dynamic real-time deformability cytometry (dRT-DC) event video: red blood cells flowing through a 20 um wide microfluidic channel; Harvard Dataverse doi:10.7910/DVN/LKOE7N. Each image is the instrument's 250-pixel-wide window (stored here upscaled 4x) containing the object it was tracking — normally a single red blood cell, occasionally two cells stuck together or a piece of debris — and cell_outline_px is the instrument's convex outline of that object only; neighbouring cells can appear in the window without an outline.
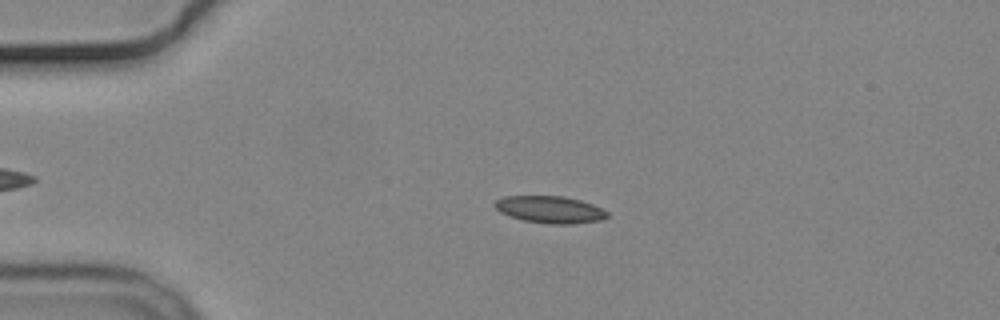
{"species": "common noctule bat (a hibernating species)", "species_latin": "Nyctalus noctula", "temperature_condition": "cold", "stored_images_in_passage": 50, "camera_frame_rate_fps": 3000, "um_per_image_px": 0.085, "animal": {"sex": "male", "body_mass_g": 19.2, "forearm_length_mm": 51.8}, "frame": {"image": 1, "passage_image": 13, "time_ms": 4.0, "image_size_px": [1000, 320], "cell_outline_px": [[608, 216], [600, 220], [572, 224], [548, 224], [524, 220], [508, 216], [500, 212], [492, 204], [496, 200], [504, 196], [564, 196], [580, 200], [592, 204], [608, 212]], "centroid_in_image_um": [46.71, 17.81], "position_along_channel_um": 38.3, "area_um2": 17.74}}
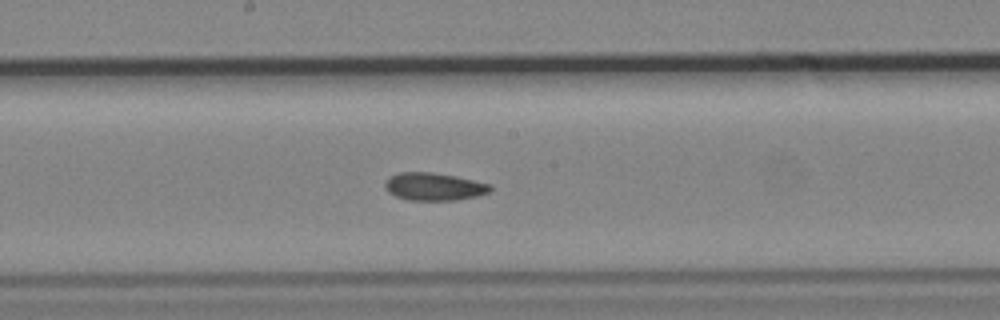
{"frame": {"image": 2, "passage_image": 30, "time_ms": 9.667, "image_size_px": [1000, 320], "cell_outline_px": [[492, 188], [488, 192], [476, 196], [456, 200], [408, 200], [396, 196], [388, 192], [384, 188], [384, 184], [392, 176], [400, 172], [432, 172], [456, 176], [488, 184]], "centroid_in_image_um": [36.86, 15.86], "position_along_channel_um": 211.3, "area_um2": 16.76}}
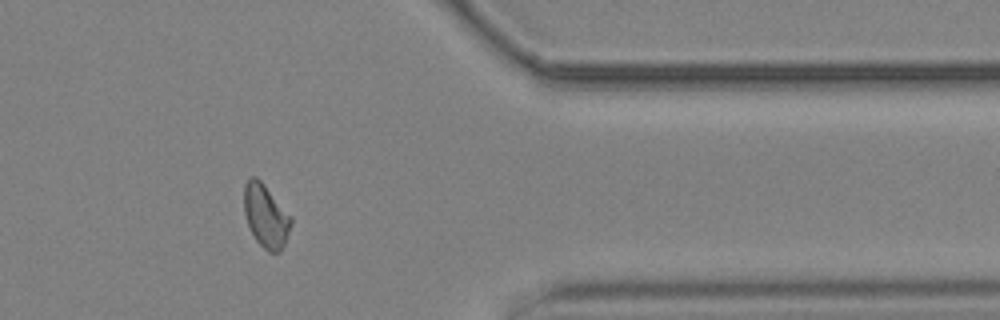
{"frame": {"image": 3, "passage_image": 46, "time_ms": 15.0, "image_size_px": [1000, 320], "cell_outline_px": [[292, 224], [284, 244], [280, 252], [268, 252], [256, 240], [248, 224], [244, 212], [244, 184], [252, 176], [256, 176], [264, 184], [292, 216]], "centroid_in_image_um": [22.61, 18.34], "position_along_channel_um": 388.8, "area_um2": 17.22}, "authors_computed_cell_mechanics": {"area_um2": 17.1666, "velocity_mm_per_s": 3.6795, "shape_relaxation_time_tau1_ms": null, "shape_relaxation_time_tau2_ms": 6.2014, "deformation_change_tau1": null, "deformation_change_tau2": 0.1116}}